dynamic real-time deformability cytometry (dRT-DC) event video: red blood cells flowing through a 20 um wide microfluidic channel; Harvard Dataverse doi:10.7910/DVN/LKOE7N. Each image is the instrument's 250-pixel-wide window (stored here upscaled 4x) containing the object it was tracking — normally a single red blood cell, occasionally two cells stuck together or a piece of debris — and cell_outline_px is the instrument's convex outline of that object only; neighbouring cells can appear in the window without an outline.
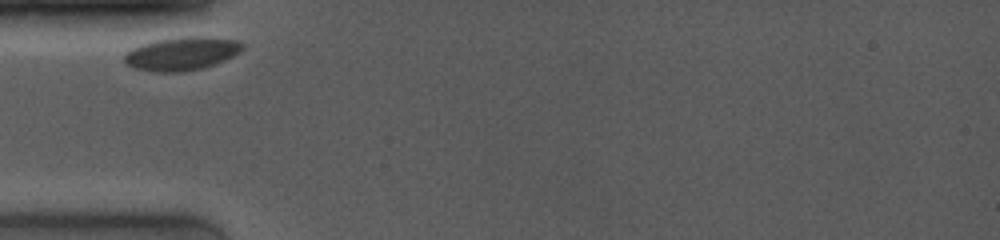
{"species": "common noctule bat (a hibernating species)", "species_latin": "Nyctalus noctula", "temperature_condition": "room temperature", "stored_images_in_passage": 17, "camera_frame_rate_fps": 4000, "um_per_image_px": 0.085, "animal": {"sex": "female", "body_mass_g": 19.0, "forearm_length_mm": 53.3}, "frame": {"image": 1, "passage_image": 1, "time_ms": 0.0, "image_size_px": [1000, 240], "cell_outline_px": [[244, 48], [240, 52], [216, 64], [204, 68], [180, 72], [152, 72], [132, 68], [124, 60], [124, 52], [140, 44], [156, 40], [184, 36], [208, 36], [240, 40], [244, 44]], "centroid_in_image_um": [15.45, 4.55], "position_along_channel_um": 69.5, "area_um2": 23.41}}